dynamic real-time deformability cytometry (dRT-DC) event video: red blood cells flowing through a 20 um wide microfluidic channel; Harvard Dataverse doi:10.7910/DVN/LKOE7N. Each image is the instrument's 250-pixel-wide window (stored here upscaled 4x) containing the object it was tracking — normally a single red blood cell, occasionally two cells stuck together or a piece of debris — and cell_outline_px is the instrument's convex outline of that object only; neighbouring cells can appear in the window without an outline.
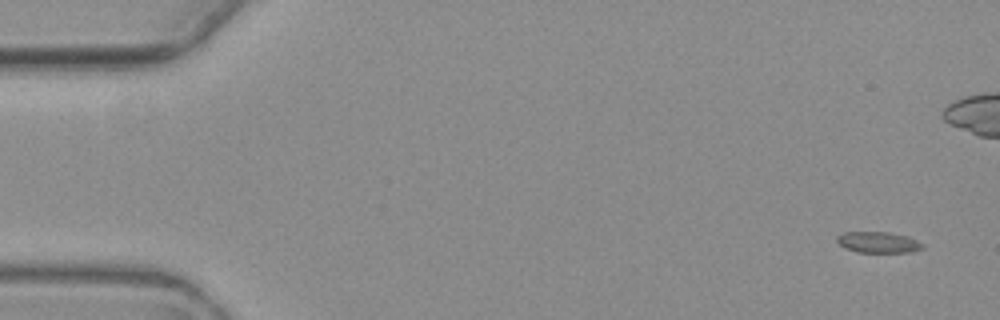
{"species": "common noctule bat (a hibernating species)", "species_latin": "Nyctalus noctula", "temperature_condition": "warm", "stored_images_in_passage": 2, "camera_frame_rate_fps": 3000, "um_per_image_px": 0.085, "animal": {"sex": "female", "body_mass_g": 19.3, "forearm_length_mm": 54.1}, "frame": {"image": 1, "passage_image": 2, "time_ms": 1.667, "image_size_px": [1000, 320], "cell_outline_px": [[924, 248], [912, 252], [856, 252], [844, 248], [836, 240], [836, 236], [844, 232], [888, 232], [908, 236], [924, 244]], "centroid_in_image_um": [74.65, 20.6], "position_along_channel_um": 10.3, "area_um2": 10.58}}